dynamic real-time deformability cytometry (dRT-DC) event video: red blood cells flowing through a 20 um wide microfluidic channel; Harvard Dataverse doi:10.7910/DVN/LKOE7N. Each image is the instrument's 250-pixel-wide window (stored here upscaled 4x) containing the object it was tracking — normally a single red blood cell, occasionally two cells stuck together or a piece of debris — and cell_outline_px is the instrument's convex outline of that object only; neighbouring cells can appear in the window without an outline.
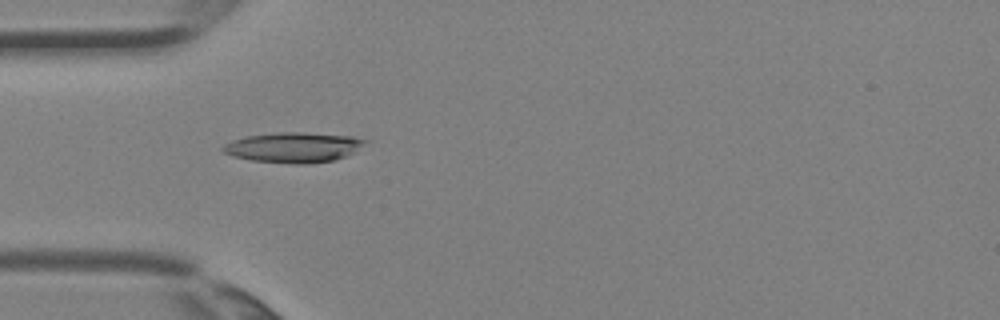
{"species": "Egyptian fruit bat (a non-hibernating species)", "species_latin": "Rousettus aegyptiacus", "temperature_condition": "room temperature", "stored_images_in_passage": 3, "camera_frame_rate_fps": 3000, "um_per_image_px": 0.085, "animal": {"sex": "female"}, "frame": {"image": 1, "passage_image": 3, "time_ms": 0.667, "image_size_px": [1000, 320], "cell_outline_px": [[372, 140], [352, 152], [336, 160], [308, 164], [296, 164], [252, 160], [232, 156], [224, 152], [220, 148], [224, 144], [232, 140], [248, 136], [276, 132], [304, 132], [352, 136]], "centroid_in_image_um": [24.96, 12.52], "position_along_channel_um": 60.0, "area_um2": 25.09}}